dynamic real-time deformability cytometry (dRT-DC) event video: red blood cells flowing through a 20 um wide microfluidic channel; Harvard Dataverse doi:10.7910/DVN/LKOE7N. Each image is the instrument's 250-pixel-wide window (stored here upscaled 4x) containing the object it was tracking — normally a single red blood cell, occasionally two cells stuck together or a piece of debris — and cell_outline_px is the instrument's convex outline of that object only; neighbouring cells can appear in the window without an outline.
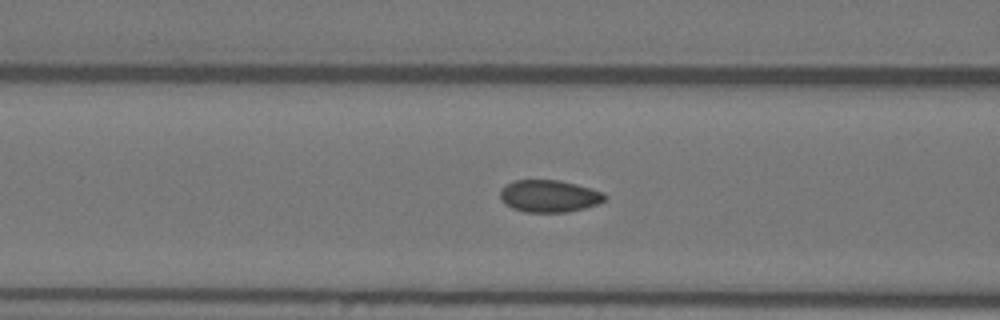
{"species": "Egyptian fruit bat (a non-hibernating species)", "species_latin": "Rousettus aegyptiacus", "temperature_condition": "warm", "stored_images_in_passage": 29, "camera_frame_rate_fps": 3000, "um_per_image_px": 0.085, "animal": {"sex": "female"}, "frame": {"image": 1, "passage_image": 20, "time_ms": 6.333, "image_size_px": [1000, 320], "cell_outline_px": [[608, 196], [604, 200], [596, 204], [584, 208], [568, 212], [524, 212], [512, 208], [504, 204], [500, 196], [500, 192], [512, 180], [560, 180], [576, 184], [604, 192]], "centroid_in_image_um": [46.69, 16.67], "position_along_channel_um": 119.9, "area_um2": 19.59}}
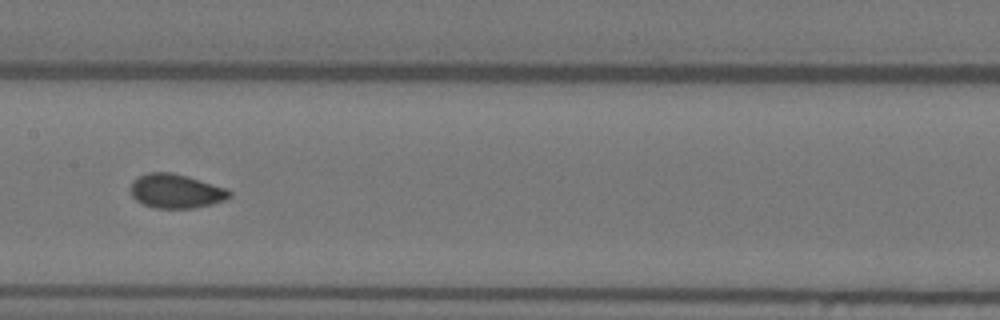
{"frame": {"image": 2, "passage_image": 26, "time_ms": 8.333, "image_size_px": [1000, 320], "cell_outline_px": [[232, 196], [224, 200], [212, 204], [192, 208], [156, 208], [144, 204], [136, 200], [132, 196], [132, 180], [148, 172], [172, 172], [188, 176], [228, 188], [232, 192]], "centroid_in_image_um": [15.0, 16.23], "position_along_channel_um": 192.4, "area_um2": 19.71}}
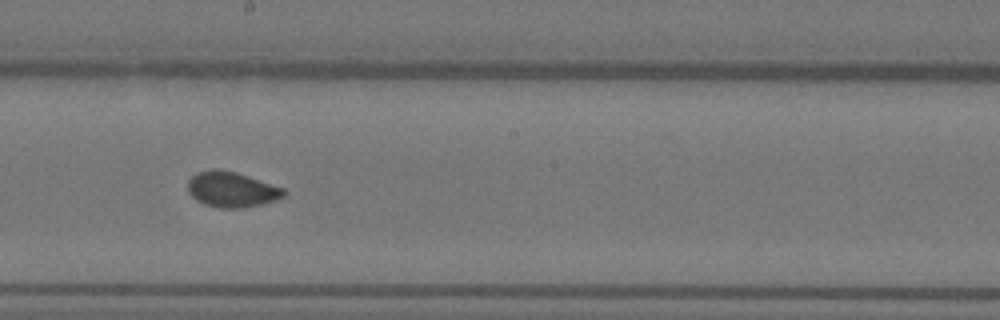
{"frame": {"image": 3, "passage_image": 29, "time_ms": 9.333, "image_size_px": [1000, 320], "cell_outline_px": [[288, 192], [284, 196], [276, 200], [260, 204], [240, 208], [220, 208], [204, 204], [196, 200], [188, 192], [188, 180], [196, 172], [212, 168], [216, 168], [236, 172], [284, 188]], "centroid_in_image_um": [19.68, 16.09], "position_along_channel_um": 228.5, "area_um2": 19.88}}